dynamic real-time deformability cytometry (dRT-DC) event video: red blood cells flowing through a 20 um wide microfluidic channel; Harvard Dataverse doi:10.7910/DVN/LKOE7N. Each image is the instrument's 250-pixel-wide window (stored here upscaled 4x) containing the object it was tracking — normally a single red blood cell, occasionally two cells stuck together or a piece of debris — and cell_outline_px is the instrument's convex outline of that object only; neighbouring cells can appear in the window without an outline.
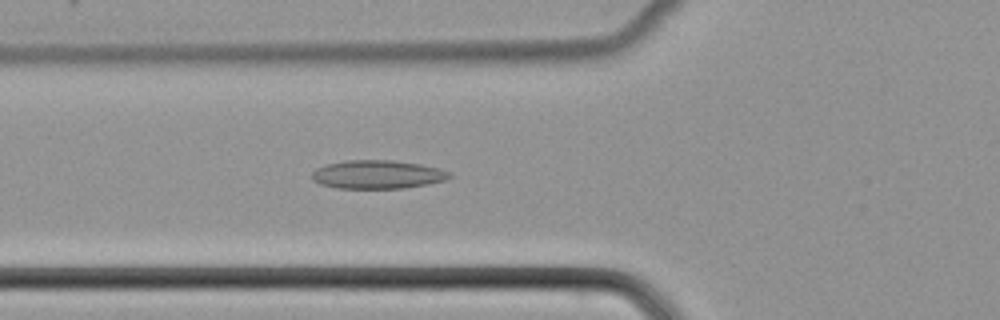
{"species": "common noctule bat (a hibernating species)", "species_latin": "Nyctalus noctula", "temperature_condition": "cold", "stored_images_in_passage": 52, "camera_frame_rate_fps": 3000, "um_per_image_px": 0.085, "animal": {"sex": "female", "body_mass_g": 22.7, "forearm_length_mm": 54.2}, "frame": {"image": 1, "passage_image": 20, "time_ms": 6.333, "image_size_px": [1000, 320], "cell_outline_px": [[452, 176], [444, 180], [428, 184], [404, 188], [336, 188], [320, 184], [312, 180], [312, 172], [316, 168], [328, 164], [344, 160], [392, 160], [420, 164], [440, 168], [452, 172]], "centroid_in_image_um": [32.1, 14.83], "position_along_channel_um": 93.7, "area_um2": 22.95}}
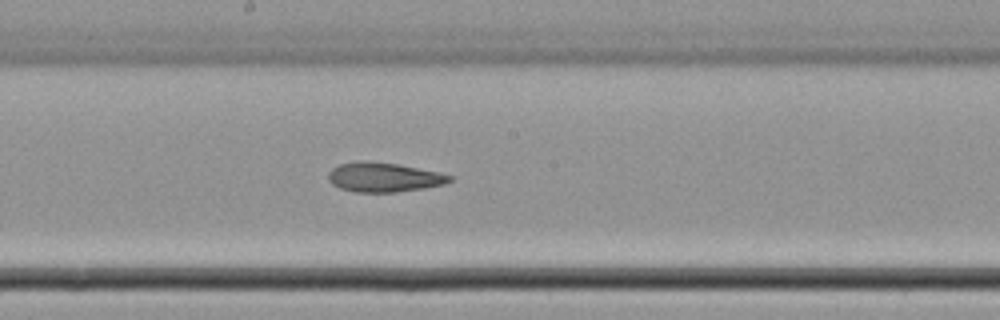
{"frame": {"image": 2, "passage_image": 29, "time_ms": 9.333, "image_size_px": [1000, 320], "cell_outline_px": [[452, 180], [444, 184], [424, 188], [396, 192], [356, 192], [340, 188], [332, 184], [328, 180], [328, 172], [332, 168], [340, 164], [360, 160], [368, 160], [396, 164], [440, 172], [452, 176]], "centroid_in_image_um": [32.6, 15.06], "position_along_channel_um": 215.6, "area_um2": 20.87}}
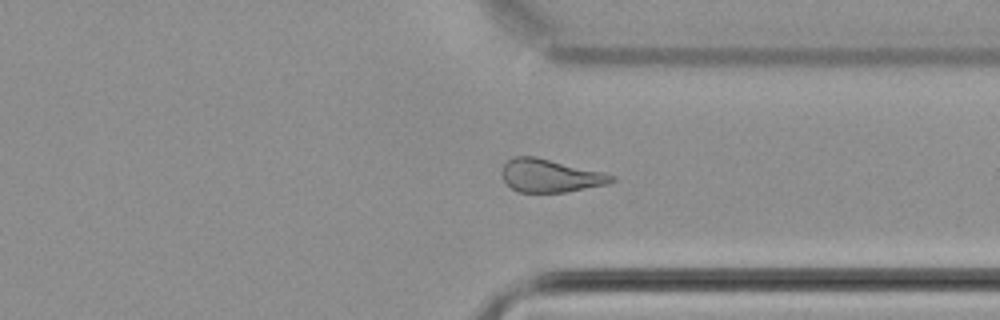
{"frame": {"image": 3, "passage_image": 40, "time_ms": 13.0, "image_size_px": [1000, 320], "cell_outline_px": [[616, 180], [608, 184], [564, 192], [516, 192], [504, 180], [500, 172], [504, 164], [512, 156], [536, 156], [604, 172], [616, 176]], "centroid_in_image_um": [46.77, 14.92], "position_along_channel_um": 364.6, "area_um2": 21.27}}